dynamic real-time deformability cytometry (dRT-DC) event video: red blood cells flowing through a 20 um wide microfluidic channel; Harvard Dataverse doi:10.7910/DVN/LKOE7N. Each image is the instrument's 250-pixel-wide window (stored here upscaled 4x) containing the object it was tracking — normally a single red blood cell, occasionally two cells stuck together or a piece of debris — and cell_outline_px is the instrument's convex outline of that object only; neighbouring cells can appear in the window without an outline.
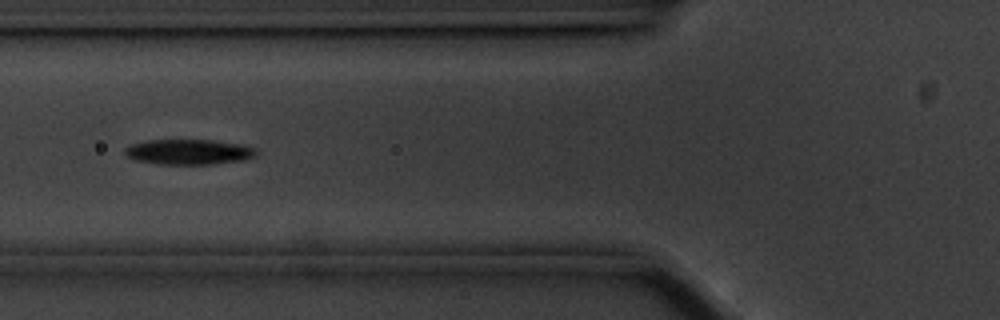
{"species": "common noctule bat (a hibernating species)", "species_latin": "Nyctalus noctula", "temperature_condition": "cold", "stored_images_in_passage": 41, "camera_frame_rate_fps": 3000, "um_per_image_px": 0.085, "animal": {"sex": "male", "body_mass_g": 20.1, "forearm_length_mm": 53.5}, "frame": {"image": 1, "passage_image": 7, "time_ms": 2.0, "image_size_px": [1000, 320], "cell_outline_px": [[256, 156], [244, 160], [212, 164], [156, 164], [136, 160], [124, 156], [124, 148], [128, 144], [148, 140], [212, 140], [244, 144], [256, 148]], "centroid_in_image_um": [16.02, 12.91], "position_along_channel_um": 109.8, "area_um2": 19.65}}
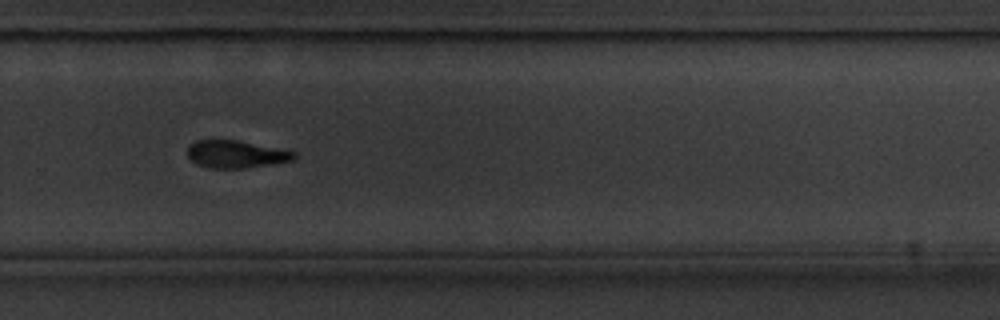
{"frame": {"image": 2, "passage_image": 24, "time_ms": 7.667, "image_size_px": [1000, 320], "cell_outline_px": [[296, 156], [292, 160], [244, 168], [212, 168], [196, 164], [188, 156], [188, 144], [196, 140], [236, 140], [288, 148], [296, 152]], "centroid_in_image_um": [20.1, 13.08], "position_along_channel_um": 309.7, "area_um2": 17.28}}
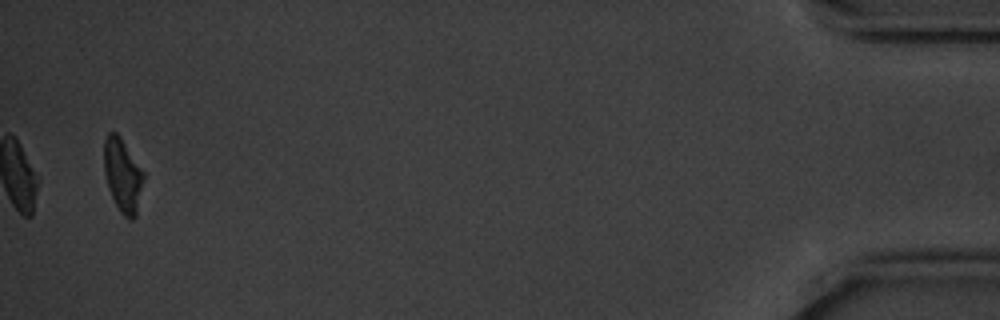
{"frame": {"image": 3, "passage_image": 41, "time_ms": 13.333, "image_size_px": [1000, 320], "cell_outline_px": [[144, 180], [136, 216], [132, 220], [128, 220], [120, 212], [108, 188], [104, 172], [104, 140], [108, 132], [116, 132], [120, 136], [144, 172]], "centroid_in_image_um": [10.43, 14.9], "position_along_channel_um": 424.8, "area_um2": 16.99}, "authors_computed_cell_mechanics": {"area_um2": 18.6116, "velocity_mm_per_s": 3.5378, "shape_relaxation_time_tau1_ms": 2.7218, "shape_relaxation_time_tau2_ms": null, "deformation_change_tau1": 0.1226, "deformation_change_tau2": null}}